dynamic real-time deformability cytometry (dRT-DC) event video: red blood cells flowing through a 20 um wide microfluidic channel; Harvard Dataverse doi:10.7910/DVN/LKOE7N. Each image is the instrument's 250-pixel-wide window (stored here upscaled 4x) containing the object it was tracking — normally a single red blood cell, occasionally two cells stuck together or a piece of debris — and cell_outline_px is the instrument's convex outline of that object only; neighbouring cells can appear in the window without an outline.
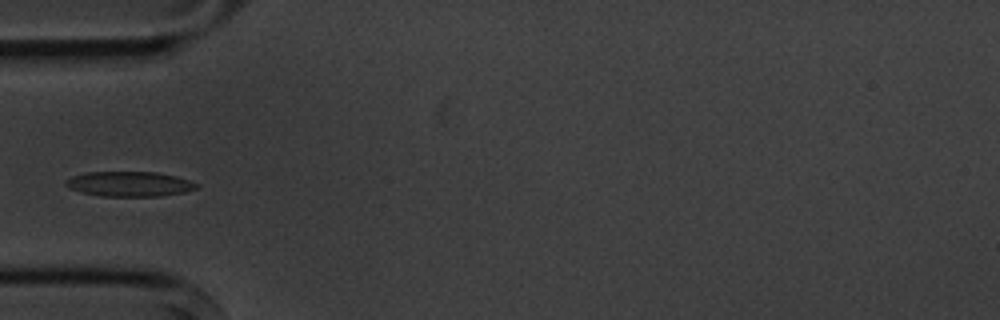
{"species": "common noctule bat (a hibernating species)", "species_latin": "Nyctalus noctula", "temperature_condition": "cold", "stored_images_in_passage": 10, "camera_frame_rate_fps": 3000, "um_per_image_px": 0.085, "animal": {"sex": "male", "body_mass_g": 20.1, "forearm_length_mm": 53.5}, "frame": {"image": 1, "passage_image": 5, "time_ms": 5.667, "image_size_px": [1000, 320], "cell_outline_px": [[200, 188], [184, 192], [160, 196], [100, 196], [80, 192], [68, 188], [64, 184], [64, 180], [72, 176], [88, 172], [156, 172], [176, 176], [200, 184]], "centroid_in_image_um": [10.99, 15.64], "position_along_channel_um": 74.0, "area_um2": 19.19}}
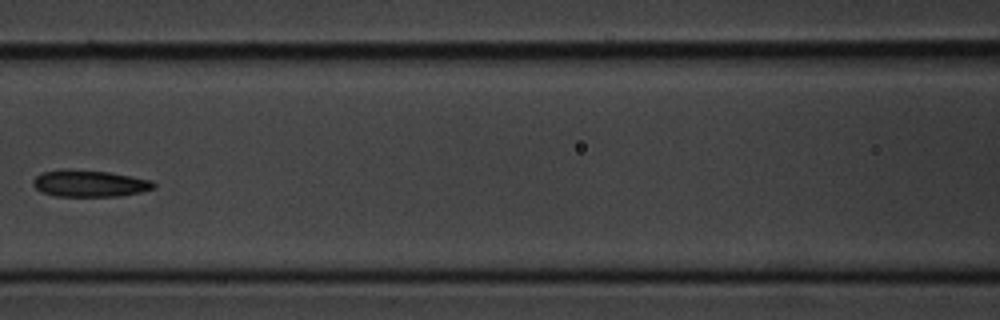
{"frame": {"image": 2, "passage_image": 7, "time_ms": 8.0, "image_size_px": [1000, 320], "cell_outline_px": [[156, 188], [140, 192], [120, 196], [56, 196], [40, 192], [32, 184], [32, 180], [36, 176], [44, 172], [64, 168], [68, 168], [108, 172], [152, 180], [156, 184]], "centroid_in_image_um": [7.6, 15.59], "position_along_channel_um": 159.0, "area_um2": 18.96}}
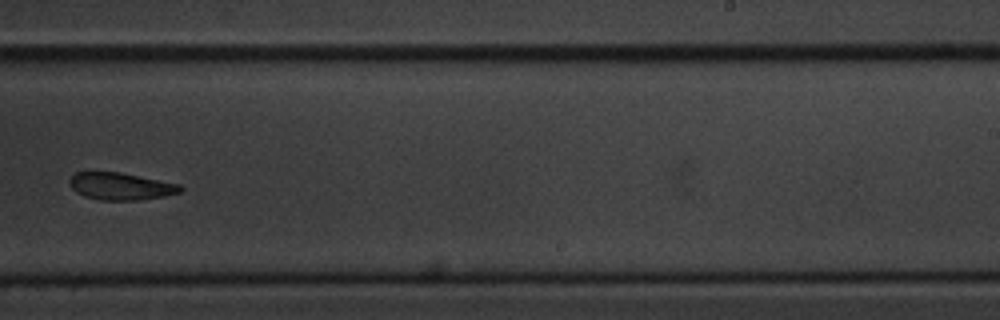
{"frame": {"image": 3, "passage_image": 10, "time_ms": 11.333, "image_size_px": [1000, 320], "cell_outline_px": [[184, 188], [180, 192], [164, 196], [136, 200], [100, 200], [84, 196], [76, 192], [68, 184], [68, 180], [76, 172], [120, 172], [180, 184]], "centroid_in_image_um": [10.24, 15.83], "position_along_channel_um": 278.8, "area_um2": 17.57}}